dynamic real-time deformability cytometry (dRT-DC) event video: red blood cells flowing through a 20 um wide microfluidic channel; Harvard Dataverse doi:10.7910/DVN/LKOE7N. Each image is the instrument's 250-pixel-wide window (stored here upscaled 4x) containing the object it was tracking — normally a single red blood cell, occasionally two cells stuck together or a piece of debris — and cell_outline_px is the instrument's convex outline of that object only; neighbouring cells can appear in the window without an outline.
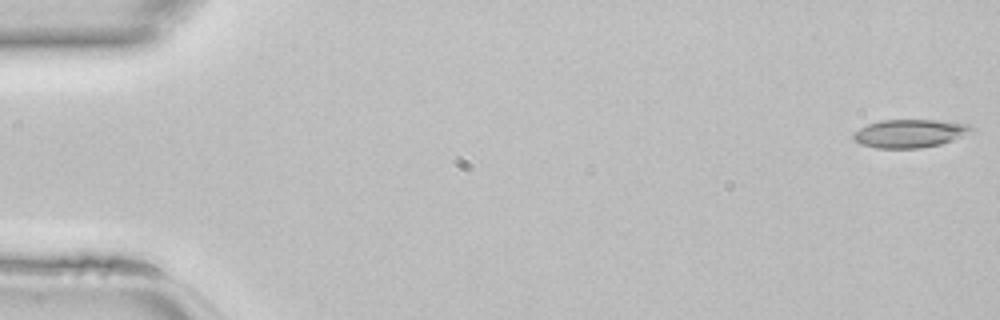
{"species": "common noctule bat (a hibernating species)", "species_latin": "Nyctalus noctula", "temperature_condition": "room temperature", "stored_images_in_passage": 47, "camera_frame_rate_fps": 3000, "um_per_image_px": 0.085, "animal": {"sex": "female", "body_mass_g": 22.7, "forearm_length_mm": 54.2}, "frame": {"image": 1, "passage_image": 1, "time_ms": 0.0, "image_size_px": [1000, 320], "cell_outline_px": [[976, 132], [940, 144], [920, 148], [876, 148], [860, 144], [852, 136], [852, 132], [868, 124], [880, 120], [936, 120], [968, 124], [976, 128]], "centroid_in_image_um": [77.37, 11.34], "position_along_channel_um": 7.6, "area_um2": 19.59}}
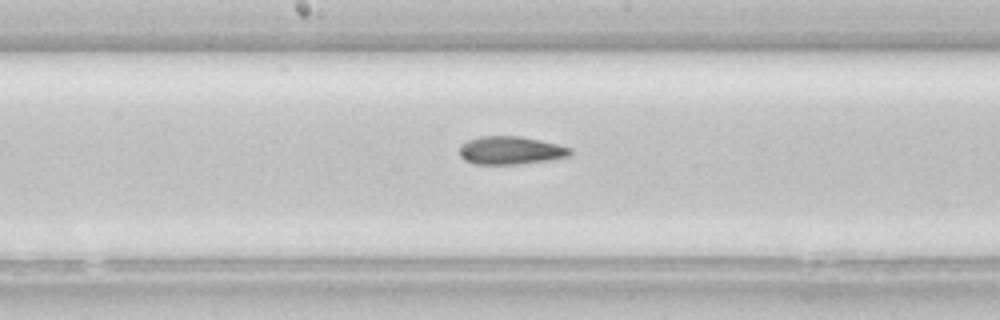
{"frame": {"image": 2, "passage_image": 24, "time_ms": 7.667, "image_size_px": [1000, 320], "cell_outline_px": [[572, 152], [568, 156], [548, 160], [516, 164], [472, 164], [464, 160], [460, 156], [460, 144], [468, 140], [480, 136], [520, 136], [540, 140], [572, 148]], "centroid_in_image_um": [43.36, 12.78], "position_along_channel_um": 204.8, "area_um2": 18.09}}
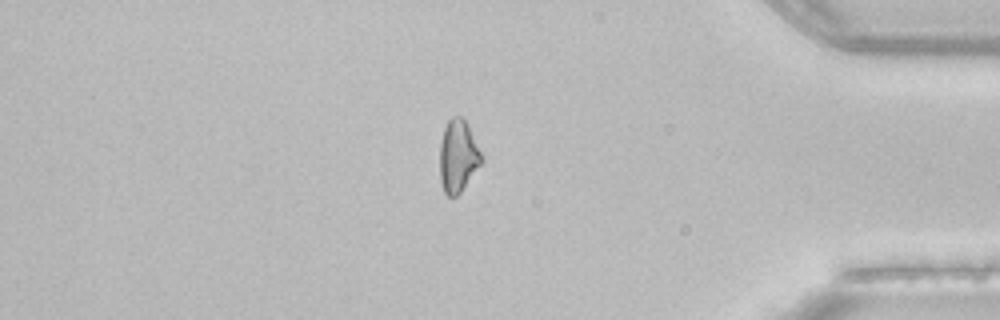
{"frame": {"image": 3, "passage_image": 39, "time_ms": 12.667, "image_size_px": [1000, 320], "cell_outline_px": [[484, 160], [460, 192], [456, 196], [448, 196], [444, 192], [440, 180], [440, 144], [444, 128], [448, 120], [452, 116], [460, 116], [468, 124], [484, 156]], "centroid_in_image_um": [38.95, 13.25], "position_along_channel_um": 396.3, "area_um2": 17.69}}